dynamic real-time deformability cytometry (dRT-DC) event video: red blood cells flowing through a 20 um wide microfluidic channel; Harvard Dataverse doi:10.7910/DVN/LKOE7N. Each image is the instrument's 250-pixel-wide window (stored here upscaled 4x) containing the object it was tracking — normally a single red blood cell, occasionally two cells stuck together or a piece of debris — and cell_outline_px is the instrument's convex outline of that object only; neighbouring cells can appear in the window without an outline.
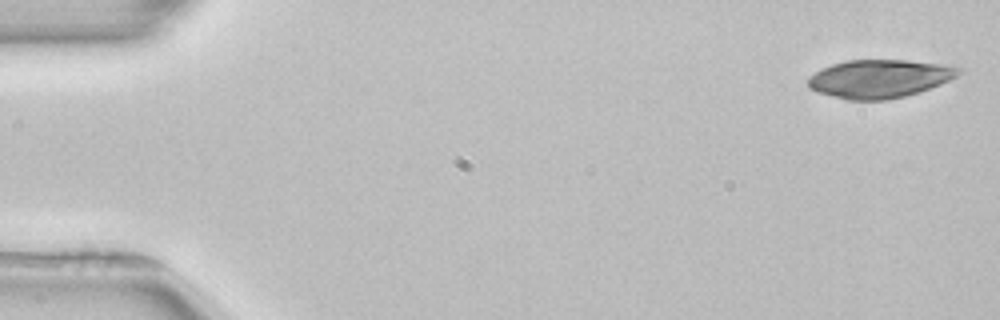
{"species": "common noctule bat (a hibernating species)", "species_latin": "Nyctalus noctula", "temperature_condition": "room temperature", "stored_images_in_passage": 50, "camera_frame_rate_fps": 3000, "um_per_image_px": 0.085, "animal": {"sex": "female", "body_mass_g": 22.7, "forearm_length_mm": 54.2}, "frame": {"image": 1, "passage_image": 1, "time_ms": 0.0, "image_size_px": [1000, 320], "cell_outline_px": [[960, 72], [956, 76], [940, 84], [904, 96], [888, 100], [848, 100], [816, 92], [808, 88], [808, 76], [832, 64], [848, 60], [908, 60], [940, 64], [960, 68]], "centroid_in_image_um": [74.69, 6.69], "position_along_channel_um": 10.3, "area_um2": 33.23}}